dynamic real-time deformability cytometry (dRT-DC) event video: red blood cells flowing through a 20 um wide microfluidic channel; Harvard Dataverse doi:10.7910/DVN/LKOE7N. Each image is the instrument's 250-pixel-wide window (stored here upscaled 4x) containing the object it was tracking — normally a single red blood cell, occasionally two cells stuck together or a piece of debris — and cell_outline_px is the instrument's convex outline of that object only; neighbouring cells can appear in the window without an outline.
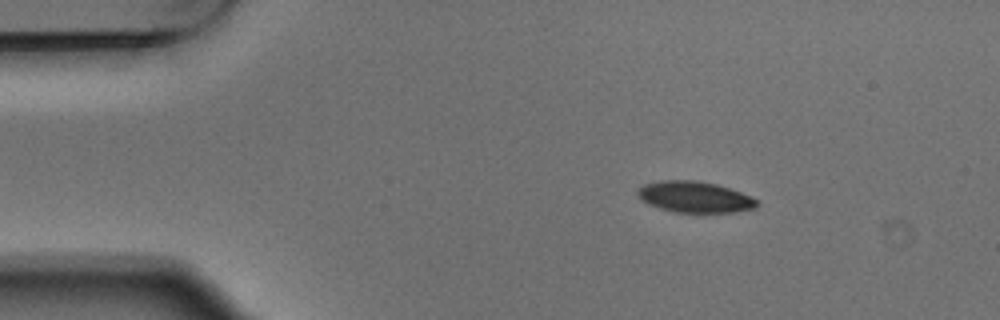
{"species": "Egyptian fruit bat (a non-hibernating species)", "species_latin": "Rousettus aegyptiacus", "temperature_condition": "warm", "stored_images_in_passage": 3, "camera_frame_rate_fps": 3000, "um_per_image_px": 0.085, "animal": {"sex": "male"}, "frame": {"image": 1, "passage_image": 1, "time_ms": 0.0, "image_size_px": [1000, 320], "cell_outline_px": [[756, 208], [732, 212], [672, 212], [648, 204], [640, 200], [636, 192], [644, 184], [660, 180], [696, 180], [716, 184], [752, 196], [756, 200]], "centroid_in_image_um": [59.01, 16.74], "position_along_channel_um": 26.0, "area_um2": 21.56}}
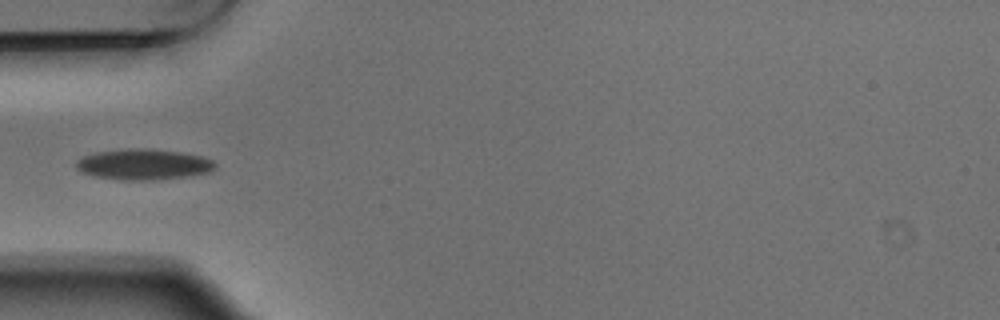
{"frame": {"image": 2, "passage_image": 3, "time_ms": 0.667, "image_size_px": [1000, 320], "cell_outline_px": [[216, 168], [212, 172], [188, 176], [152, 180], [120, 180], [92, 176], [80, 172], [76, 168], [76, 160], [84, 156], [96, 152], [132, 148], [148, 148], [180, 152], [200, 156], [212, 160], [216, 164]], "centroid_in_image_um": [12.19, 13.98], "position_along_channel_um": 72.8, "area_um2": 25.09}}